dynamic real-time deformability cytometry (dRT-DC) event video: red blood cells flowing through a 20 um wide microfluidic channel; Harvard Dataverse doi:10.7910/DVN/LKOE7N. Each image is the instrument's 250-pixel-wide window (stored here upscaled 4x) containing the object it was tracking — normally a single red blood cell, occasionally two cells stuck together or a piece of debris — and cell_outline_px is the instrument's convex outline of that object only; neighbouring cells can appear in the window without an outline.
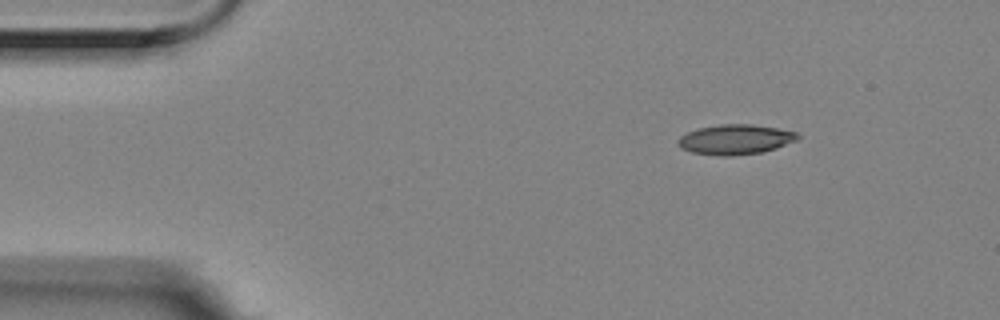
{"species": "Egyptian fruit bat (a non-hibernating species)", "species_latin": "Rousettus aegyptiacus", "temperature_condition": "room temperature", "stored_images_in_passage": 4, "camera_frame_rate_fps": 3000, "um_per_image_px": 0.085, "animal": {"sex": "female"}, "frame": {"image": 1, "passage_image": 1, "time_ms": 0.0, "image_size_px": [1000, 320], "cell_outline_px": [[800, 136], [796, 140], [776, 148], [760, 152], [728, 156], [724, 156], [692, 152], [680, 148], [676, 140], [680, 136], [696, 128], [720, 124], [752, 124], [776, 128], [796, 132]], "centroid_in_image_um": [62.46, 11.84], "position_along_channel_um": 22.5, "area_um2": 20.75}}